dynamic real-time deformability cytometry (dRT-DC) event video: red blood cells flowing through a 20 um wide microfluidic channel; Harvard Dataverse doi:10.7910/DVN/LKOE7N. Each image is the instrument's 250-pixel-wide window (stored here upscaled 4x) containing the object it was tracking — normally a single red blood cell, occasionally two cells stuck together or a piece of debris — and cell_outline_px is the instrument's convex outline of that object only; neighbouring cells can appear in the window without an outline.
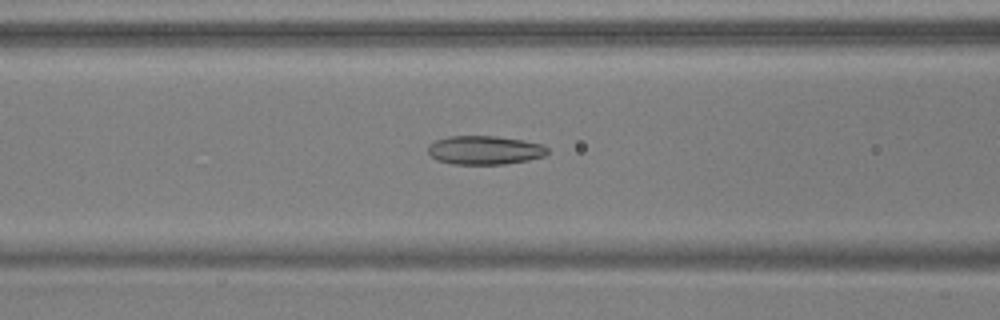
{"species": "common noctule bat (a hibernating species)", "species_latin": "Nyctalus noctula", "temperature_condition": "warm", "stored_images_in_passage": 41, "camera_frame_rate_fps": 3000, "um_per_image_px": 0.085, "animal": {"sex": "male", "body_mass_g": 17.9, "forearm_length_mm": 54.2}, "frame": {"image": 1, "passage_image": 13, "time_ms": 4.0, "image_size_px": [1000, 320], "cell_outline_px": [[548, 152], [544, 156], [528, 160], [504, 164], [452, 164], [436, 160], [428, 152], [428, 144], [436, 140], [448, 136], [496, 136], [524, 140], [544, 144], [548, 148]], "centroid_in_image_um": [41.2, 12.76], "position_along_channel_um": 125.4, "area_um2": 20.17}}
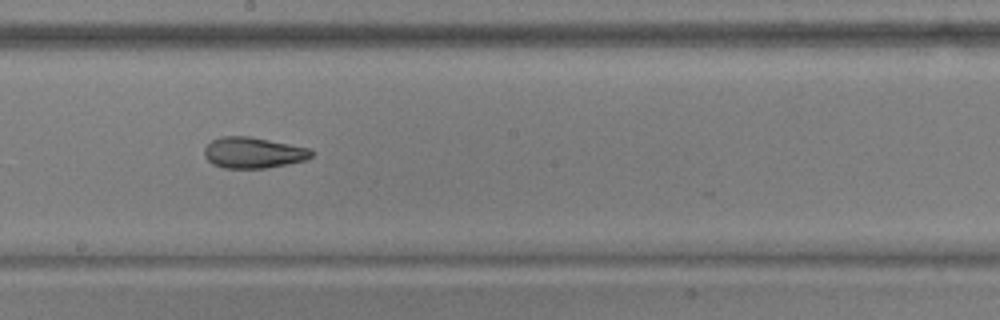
{"frame": {"image": 2, "passage_image": 21, "time_ms": 6.667, "image_size_px": [1000, 320], "cell_outline_px": [[312, 156], [308, 160], [288, 164], [264, 168], [224, 168], [212, 164], [204, 156], [204, 148], [212, 140], [220, 136], [248, 136], [312, 148]], "centroid_in_image_um": [21.54, 12.98], "position_along_channel_um": 226.7, "area_um2": 19.48}}
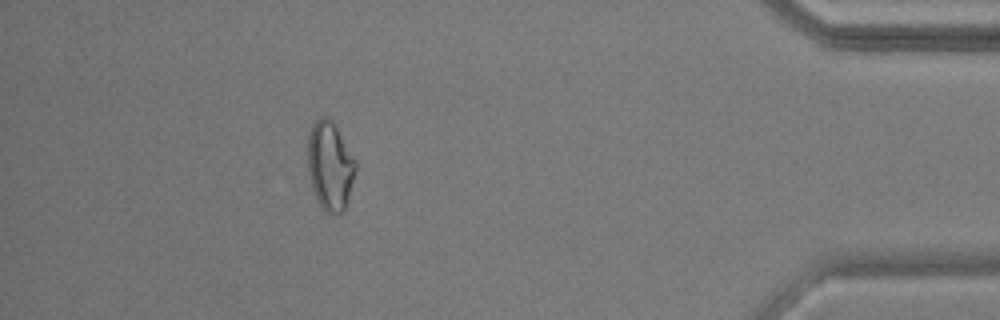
{"frame": {"image": 3, "passage_image": 39, "time_ms": 12.667, "image_size_px": [1000, 320], "cell_outline_px": [[356, 172], [344, 212], [324, 212], [320, 208], [316, 200], [312, 188], [308, 172], [308, 132], [312, 124], [320, 116], [328, 116], [332, 120], [356, 160]], "centroid_in_image_um": [28.04, 14.09], "position_along_channel_um": 407.2, "area_um2": 25.03}, "authors_computed_cell_mechanics": {"area_um2": 20.3456, "velocity_mm_per_s": 3.7997, "shape_relaxation_time_tau1_ms": null, "shape_relaxation_time_tau2_ms": 2.1905, "deformation_change_tau1": null, "deformation_change_tau2": 0.095}}